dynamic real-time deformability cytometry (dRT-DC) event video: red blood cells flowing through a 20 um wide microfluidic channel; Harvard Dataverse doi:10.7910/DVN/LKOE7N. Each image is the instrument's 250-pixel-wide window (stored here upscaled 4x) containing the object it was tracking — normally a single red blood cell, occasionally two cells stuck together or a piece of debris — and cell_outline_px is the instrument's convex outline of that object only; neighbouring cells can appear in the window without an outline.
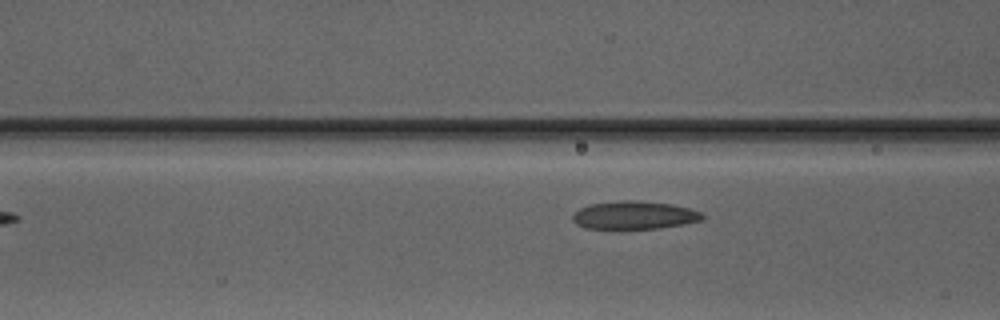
{"species": "Egyptian fruit bat (a non-hibernating species)", "species_latin": "Rousettus aegyptiacus", "temperature_condition": "warm", "stored_images_in_passage": 4, "camera_frame_rate_fps": 3000, "um_per_image_px": 0.085, "animal": {"sex": "male"}, "frame": {"image": 1, "passage_image": 4, "time_ms": 4.667, "image_size_px": [1000, 320], "cell_outline_px": [[704, 220], [684, 224], [660, 228], [584, 228], [576, 224], [572, 220], [572, 216], [580, 208], [592, 204], [624, 200], [636, 200], [672, 204], [688, 208], [700, 212], [704, 216]], "centroid_in_image_um": [53.93, 18.29], "position_along_channel_um": 112.7, "area_um2": 21.04}}